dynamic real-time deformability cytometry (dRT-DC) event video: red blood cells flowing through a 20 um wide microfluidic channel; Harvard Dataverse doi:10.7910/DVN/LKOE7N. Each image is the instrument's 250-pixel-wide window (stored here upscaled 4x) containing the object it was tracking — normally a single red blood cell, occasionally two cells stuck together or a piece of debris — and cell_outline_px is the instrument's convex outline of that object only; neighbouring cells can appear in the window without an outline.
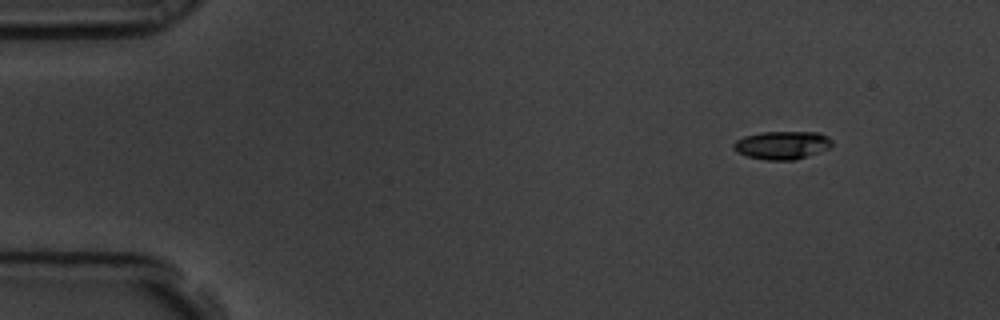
{"species": "common noctule bat (a hibernating species)", "species_latin": "Nyctalus noctula", "temperature_condition": "room temperature", "stored_images_in_passage": 12, "camera_frame_rate_fps": 3000, "um_per_image_px": 0.085, "animal": {"sex": "male", "body_mass_g": 19.5, "forearm_length_mm": 54.6}, "frame": {"image": 1, "passage_image": 1, "time_ms": 0.0, "image_size_px": [1000, 320], "cell_outline_px": [[832, 144], [828, 148], [796, 160], [768, 160], [748, 156], [736, 152], [732, 148], [732, 144], [736, 140], [744, 136], [760, 132], [820, 132], [828, 136], [832, 140]], "centroid_in_image_um": [66.46, 12.33], "position_along_channel_um": 18.5, "area_um2": 16.18}}
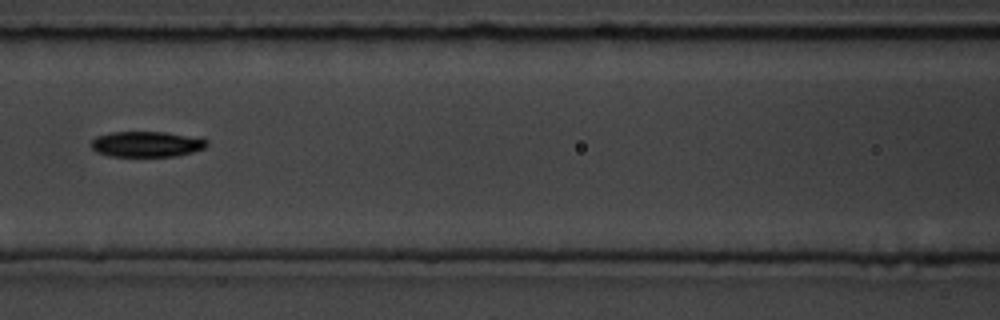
{"frame": {"image": 2, "passage_image": 6, "time_ms": 1.667, "image_size_px": [1000, 320], "cell_outline_px": [[208, 144], [204, 148], [192, 152], [176, 156], [108, 156], [96, 152], [88, 144], [96, 136], [112, 132], [164, 132], [200, 136], [208, 140]], "centroid_in_image_um": [12.48, 12.24], "position_along_channel_um": 154.1, "area_um2": 17.57}}
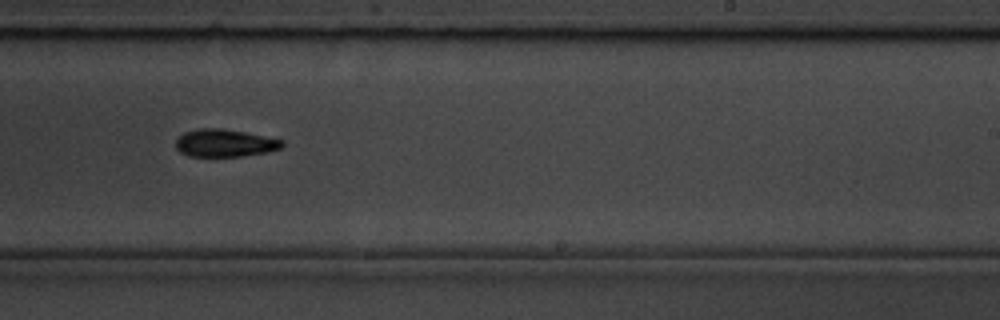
{"frame": {"image": 3, "passage_image": 9, "time_ms": 2.667, "image_size_px": [1000, 320], "cell_outline_px": [[284, 144], [280, 148], [268, 152], [244, 156], [188, 156], [180, 152], [176, 148], [176, 140], [184, 132], [200, 128], [220, 128], [244, 132], [284, 140]], "centroid_in_image_um": [19.1, 12.16], "position_along_channel_um": 269.9, "area_um2": 17.05}}